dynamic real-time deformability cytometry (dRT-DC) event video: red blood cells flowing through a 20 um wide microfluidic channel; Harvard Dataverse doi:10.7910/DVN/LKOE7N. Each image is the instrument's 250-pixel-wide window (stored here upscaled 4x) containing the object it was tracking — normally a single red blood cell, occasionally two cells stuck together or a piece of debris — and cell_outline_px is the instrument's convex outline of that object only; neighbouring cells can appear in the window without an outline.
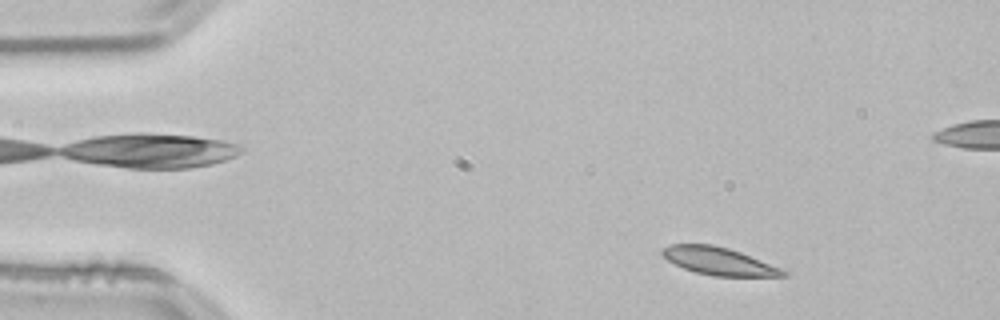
{"species": "common noctule bat (a hibernating species)", "species_latin": "Nyctalus noctula", "temperature_condition": "room temperature", "stored_images_in_passage": 48, "camera_frame_rate_fps": 3000, "um_per_image_px": 0.085, "animal": {"sex": "male", "body_mass_g": 21.5, "forearm_length_mm": 52.0}, "frame": {"image": 1, "passage_image": 1, "time_ms": 0.0, "image_size_px": [1000, 320], "cell_outline_px": [[788, 276], [712, 276], [696, 272], [684, 268], [668, 260], [660, 252], [664, 248], [672, 244], [712, 244], [728, 248], [740, 252], [780, 268], [788, 272]], "centroid_in_image_um": [61.1, 22.2], "position_along_channel_um": 23.9, "area_um2": 19.13}}
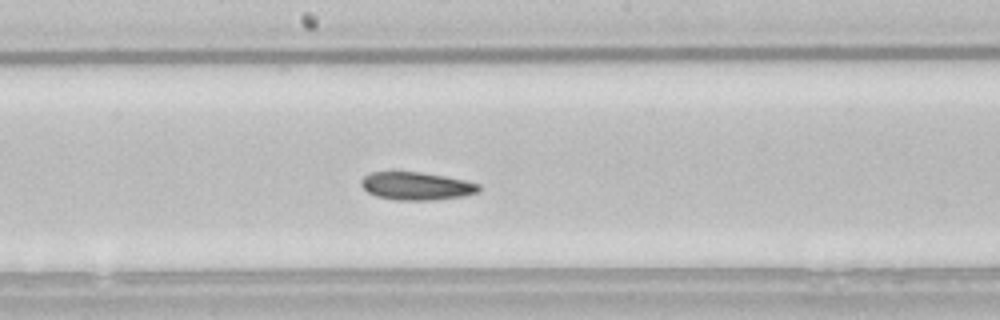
{"frame": {"image": 2, "passage_image": 22, "time_ms": 7.0, "image_size_px": [1000, 320], "cell_outline_px": [[480, 192], [464, 196], [436, 200], [396, 200], [376, 196], [368, 192], [360, 184], [360, 180], [368, 172], [420, 172], [444, 176], [464, 180], [480, 184]], "centroid_in_image_um": [35.4, 15.82], "position_along_channel_um": 212.8, "area_um2": 19.25}}
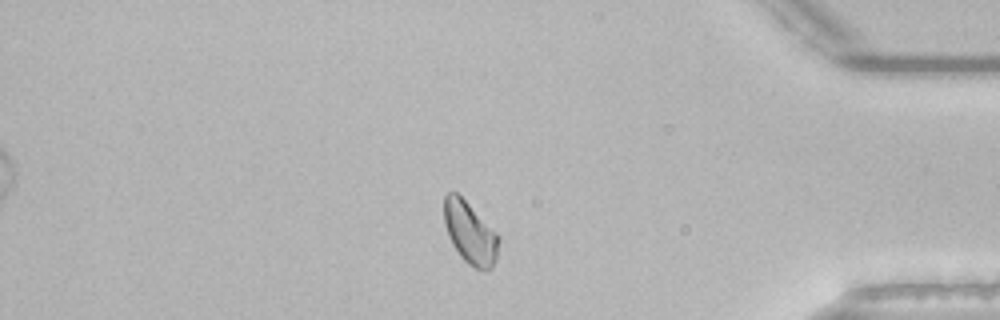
{"frame": {"image": 3, "passage_image": 39, "time_ms": 12.667, "image_size_px": [1000, 320], "cell_outline_px": [[500, 240], [496, 260], [492, 268], [488, 272], [476, 268], [468, 264], [460, 256], [452, 244], [448, 236], [444, 224], [444, 196], [448, 192], [456, 192], [500, 236]], "centroid_in_image_um": [39.96, 19.83], "position_along_channel_um": 395.2, "area_um2": 19.77}, "authors_computed_cell_mechanics": {"area_um2": 19.6231, "velocity_mm_per_s": 3.7801, "shape_relaxation_time_tau1_ms": 2.8265, "shape_relaxation_time_tau2_ms": 9.1647, "deformation_change_tau1": 0.0926, "deformation_change_tau2": 0.1025}}